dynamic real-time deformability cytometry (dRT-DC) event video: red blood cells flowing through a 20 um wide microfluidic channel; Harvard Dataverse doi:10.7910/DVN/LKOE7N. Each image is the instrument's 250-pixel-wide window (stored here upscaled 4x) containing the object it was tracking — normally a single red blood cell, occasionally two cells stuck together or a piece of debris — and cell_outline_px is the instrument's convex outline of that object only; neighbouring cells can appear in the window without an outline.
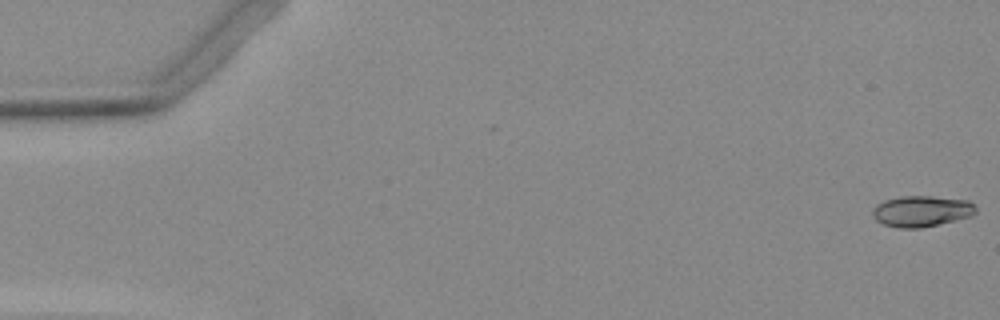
{"species": "Egyptian fruit bat (a non-hibernating species)", "species_latin": "Rousettus aegyptiacus", "temperature_condition": "warm", "stored_images_in_passage": 2, "camera_frame_rate_fps": 3000, "um_per_image_px": 0.085, "animal": {"sex": "female"}, "frame": {"image": 1, "passage_image": 2, "time_ms": 0.333, "image_size_px": [1000, 320], "cell_outline_px": [[976, 212], [972, 216], [956, 220], [920, 228], [896, 228], [884, 224], [876, 220], [872, 216], [872, 208], [876, 204], [884, 200], [900, 196], [932, 196], [968, 200], [976, 208]], "centroid_in_image_um": [78.3, 17.95], "position_along_channel_um": 6.7, "area_um2": 18.79}}